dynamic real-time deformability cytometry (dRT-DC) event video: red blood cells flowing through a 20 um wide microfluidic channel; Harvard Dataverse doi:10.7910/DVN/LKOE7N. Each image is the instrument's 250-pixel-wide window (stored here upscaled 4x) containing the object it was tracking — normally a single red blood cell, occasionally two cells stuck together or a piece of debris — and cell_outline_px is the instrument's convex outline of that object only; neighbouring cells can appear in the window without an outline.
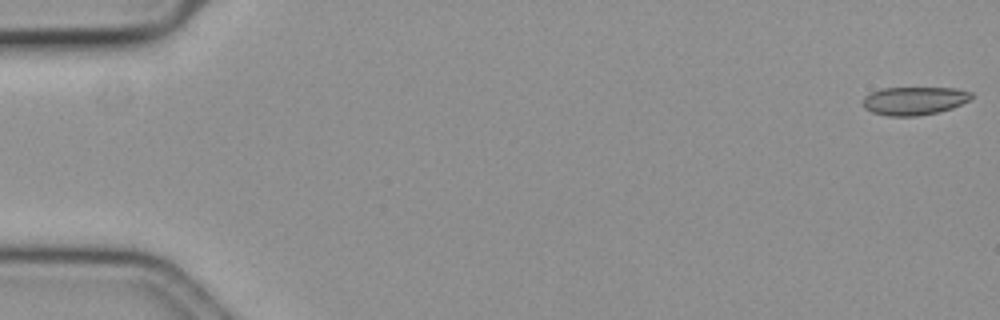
{"species": "common noctule bat (a hibernating species)", "species_latin": "Nyctalus noctula", "temperature_condition": "cold", "stored_images_in_passage": 15, "camera_frame_rate_fps": 3000, "um_per_image_px": 0.085, "animal": {"sex": "female", "body_mass_g": 19.3, "forearm_length_mm": 54.1}, "frame": {"image": 1, "passage_image": 1, "time_ms": 0.0, "image_size_px": [1000, 320], "cell_outline_px": [[972, 96], [968, 100], [952, 108], [940, 112], [916, 116], [888, 116], [872, 112], [864, 108], [864, 96], [872, 92], [884, 88], [956, 88], [972, 92]], "centroid_in_image_um": [77.71, 8.57], "position_along_channel_um": 7.3, "area_um2": 17.74}}
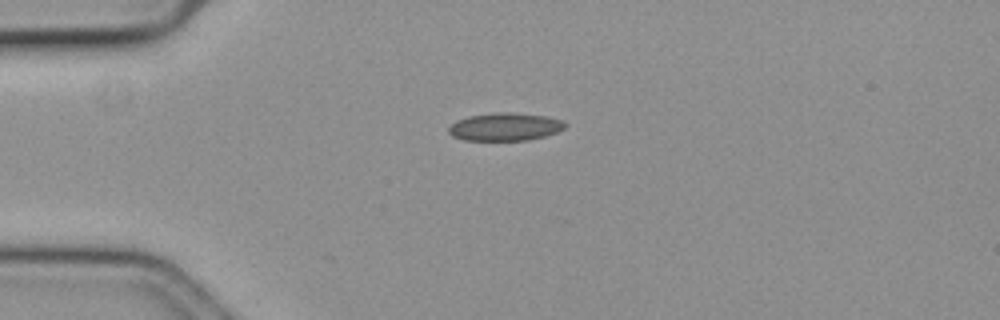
{"frame": {"image": 2, "passage_image": 15, "time_ms": 4.667, "image_size_px": [1000, 320], "cell_outline_px": [[568, 124], [564, 128], [556, 132], [544, 136], [528, 140], [464, 140], [452, 136], [448, 132], [448, 128], [456, 120], [468, 116], [496, 112], [508, 112], [548, 116], [564, 120]], "centroid_in_image_um": [42.94, 10.77], "position_along_channel_um": 42.1, "area_um2": 19.02}}